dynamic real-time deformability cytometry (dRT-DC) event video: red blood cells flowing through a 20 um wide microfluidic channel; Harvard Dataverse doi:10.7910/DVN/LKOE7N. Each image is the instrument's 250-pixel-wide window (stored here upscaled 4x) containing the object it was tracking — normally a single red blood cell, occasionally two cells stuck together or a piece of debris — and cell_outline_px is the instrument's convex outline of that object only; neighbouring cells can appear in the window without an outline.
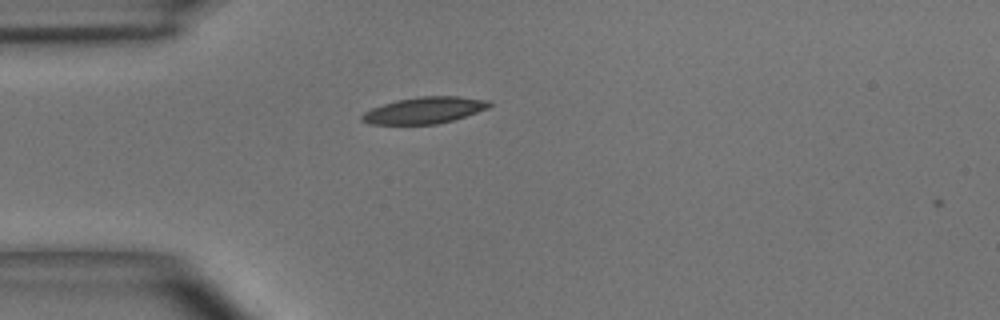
{"species": "common noctule bat (a hibernating species)", "species_latin": "Nyctalus noctula", "temperature_condition": "room temperature", "stored_images_in_passage": 2, "camera_frame_rate_fps": 3000, "um_per_image_px": 0.085, "animal": {"sex": "male", "body_mass_g": 15.6}, "frame": {"image": 1, "passage_image": 1, "time_ms": 0.0, "image_size_px": [1000, 320], "cell_outline_px": [[492, 104], [488, 108], [452, 120], [436, 124], [368, 124], [360, 120], [360, 116], [364, 112], [372, 108], [396, 100], [420, 96], [460, 96], [488, 100]], "centroid_in_image_um": [36.05, 9.37], "position_along_channel_um": 49.0, "area_um2": 19.59}}